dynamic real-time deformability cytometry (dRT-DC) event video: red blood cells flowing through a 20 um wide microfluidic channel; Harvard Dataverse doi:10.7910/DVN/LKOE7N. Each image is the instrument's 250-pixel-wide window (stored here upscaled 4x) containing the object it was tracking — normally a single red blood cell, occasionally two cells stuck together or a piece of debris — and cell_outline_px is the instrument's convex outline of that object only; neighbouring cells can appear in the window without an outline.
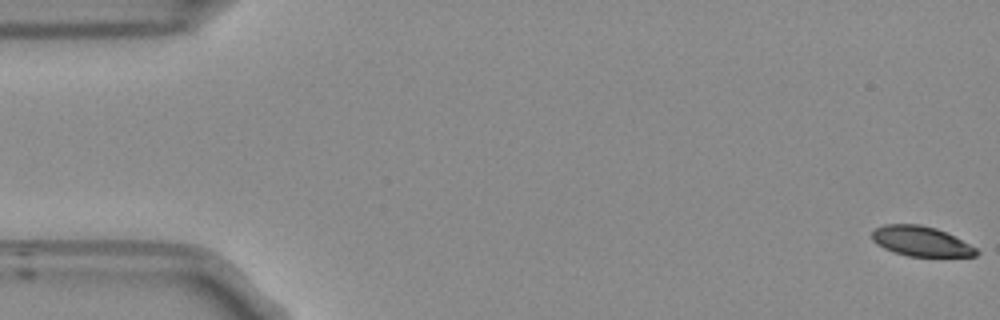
{"species": "Egyptian fruit bat (a non-hibernating species)", "species_latin": "Rousettus aegyptiacus", "temperature_condition": "room temperature", "stored_images_in_passage": 16, "camera_frame_rate_fps": 3000, "um_per_image_px": 0.085, "frame": {"image": 1, "passage_image": 1, "time_ms": 0.0, "image_size_px": [1000, 320], "cell_outline_px": [[980, 252], [976, 256], [908, 256], [884, 248], [876, 244], [872, 240], [872, 232], [876, 228], [884, 224], [920, 224], [936, 228], [976, 248]], "centroid_in_image_um": [78.25, 20.5], "position_along_channel_um": 6.8, "area_um2": 17.92}}
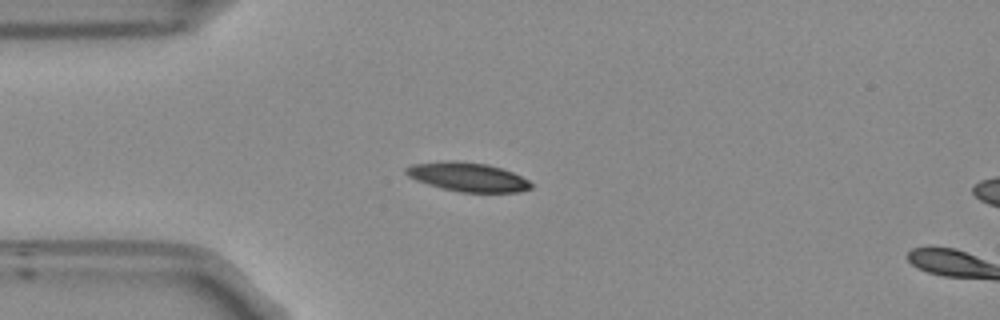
{"frame": {"image": 2, "passage_image": 14, "time_ms": 4.333, "image_size_px": [1000, 320], "cell_outline_px": [[532, 188], [516, 192], [464, 192], [444, 188], [428, 184], [416, 180], [408, 176], [404, 172], [404, 168], [412, 164], [444, 160], [456, 160], [488, 164], [512, 172], [528, 180], [532, 184]], "centroid_in_image_um": [39.72, 15.02], "position_along_channel_um": 45.3, "area_um2": 21.04}}